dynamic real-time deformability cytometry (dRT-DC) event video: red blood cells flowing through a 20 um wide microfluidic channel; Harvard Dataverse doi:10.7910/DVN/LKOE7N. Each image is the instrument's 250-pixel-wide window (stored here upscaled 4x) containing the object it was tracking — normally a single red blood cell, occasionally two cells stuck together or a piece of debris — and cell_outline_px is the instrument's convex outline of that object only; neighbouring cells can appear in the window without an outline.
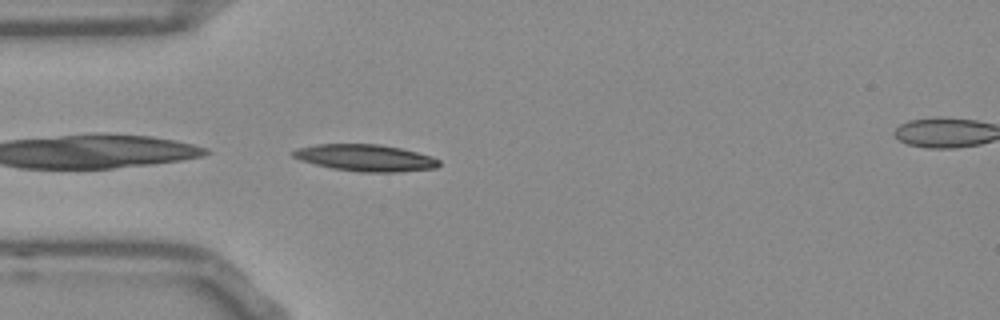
{"species": "Egyptian fruit bat (a non-hibernating species)", "species_latin": "Rousettus aegyptiacus", "temperature_condition": "room temperature", "stored_images_in_passage": 37, "camera_frame_rate_fps": 3000, "um_per_image_px": 0.085, "frame": {"image": 1, "passage_image": 1, "time_ms": 0.0, "image_size_px": [1000, 320], "cell_outline_px": [[440, 164], [436, 168], [400, 172], [360, 172], [332, 168], [300, 160], [292, 156], [292, 152], [296, 148], [316, 144], [380, 144], [400, 148], [432, 156], [440, 160]], "centroid_in_image_um": [31.07, 13.41], "position_along_channel_um": 53.9, "area_um2": 22.77}}
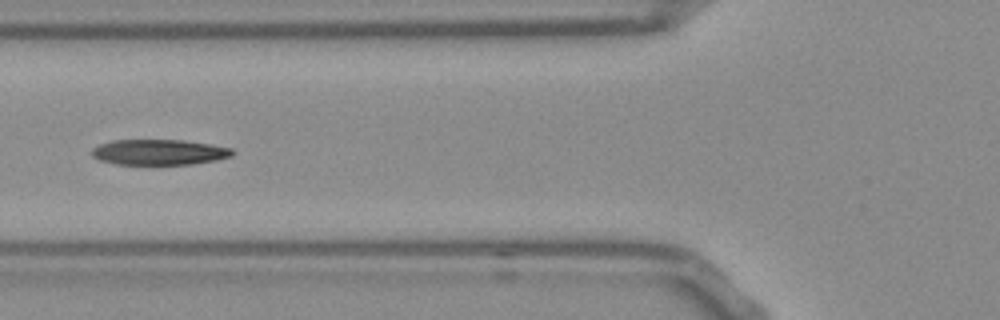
{"frame": {"image": 2, "passage_image": 6, "time_ms": 1.667, "image_size_px": [1000, 320], "cell_outline_px": [[236, 152], [232, 156], [216, 160], [192, 164], [156, 168], [116, 164], [100, 160], [92, 156], [92, 148], [100, 144], [112, 140], [180, 140], [208, 144], [232, 148]], "centroid_in_image_um": [13.51, 12.99], "position_along_channel_um": 112.3, "area_um2": 21.91}, "authors_computed_cell_mechanics": {"area_um2": 21.7906, "velocity_mm_per_s": 3.7859, "shape_relaxation_time_tau1_ms": 4.9773, "shape_relaxation_time_tau2_ms": 2.3884, "deformation_change_tau1": 0.1899, "deformation_change_tau2": 0.0965}}